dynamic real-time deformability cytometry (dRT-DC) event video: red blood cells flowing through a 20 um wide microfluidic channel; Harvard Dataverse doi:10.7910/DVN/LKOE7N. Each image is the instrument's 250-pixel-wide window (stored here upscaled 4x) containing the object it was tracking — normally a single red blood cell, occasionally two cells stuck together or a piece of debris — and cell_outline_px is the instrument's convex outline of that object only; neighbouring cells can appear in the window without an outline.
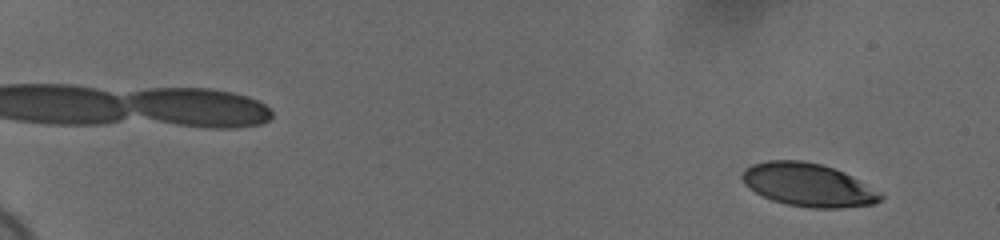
{"species": "human", "species_latin": "Homo sapiens", "temperature_condition": "cold", "stored_images_in_passage": 57, "camera_frame_rate_fps": 3000, "um_per_image_px": 0.085, "donor": {"sex": "female"}, "frame": {"image": 1, "passage_image": 3, "time_ms": 0.667, "image_size_px": [1000, 240], "cell_outline_px": [[884, 196], [876, 204], [840, 208], [808, 208], [784, 204], [772, 200], [756, 192], [744, 184], [740, 176], [744, 168], [752, 164], [768, 160], [800, 160], [820, 164], [844, 172], [884, 192]], "centroid_in_image_um": [68.72, 15.72], "position_along_channel_um": 16.3, "area_um2": 35.2}}
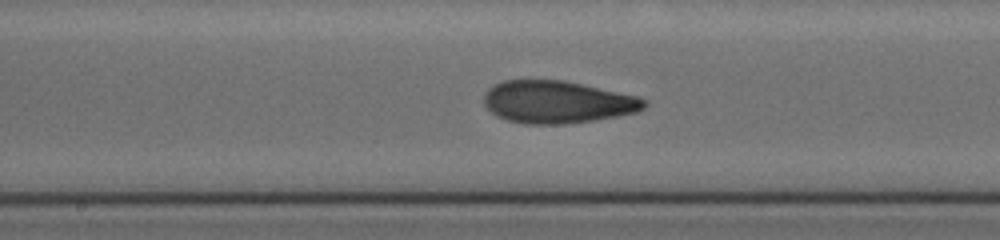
{"frame": {"image": 2, "passage_image": 33, "time_ms": 10.667, "image_size_px": [1000, 240], "cell_outline_px": [[648, 104], [644, 108], [636, 112], [616, 116], [592, 120], [564, 124], [524, 124], [508, 120], [496, 116], [484, 104], [484, 92], [488, 88], [504, 80], [564, 80], [640, 96], [648, 100]], "centroid_in_image_um": [47.39, 8.66], "position_along_channel_um": 200.8, "area_um2": 39.77}}
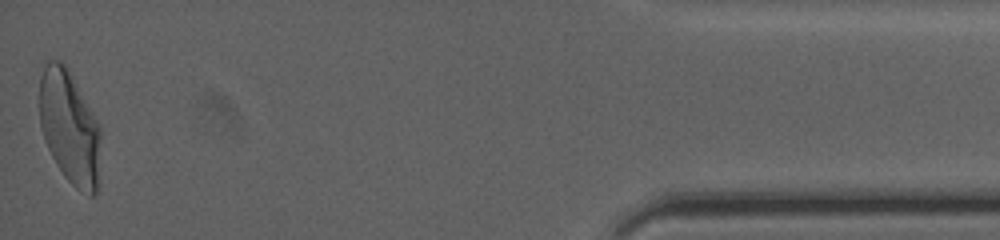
{"frame": {"image": 3, "passage_image": 57, "time_ms": 18.667, "image_size_px": [1000, 240], "cell_outline_px": [[100, 184], [96, 192], [92, 196], [88, 196], [80, 192], [64, 176], [56, 164], [48, 148], [40, 124], [40, 76], [44, 60], [60, 60], [68, 68], [100, 124]], "centroid_in_image_um": [5.94, 10.84], "position_along_channel_um": 429.3, "area_um2": 41.1}, "authors_computed_cell_mechanics": {"area_um2": 38.2636, "velocity_mm_per_s": 3.6887, "shape_relaxation_time_tau1_ms": 5.1704, "shape_relaxation_time_tau2_ms": 1.3431, "deformation_change_tau1": 0.1914, "deformation_change_tau2": 0.0814}}